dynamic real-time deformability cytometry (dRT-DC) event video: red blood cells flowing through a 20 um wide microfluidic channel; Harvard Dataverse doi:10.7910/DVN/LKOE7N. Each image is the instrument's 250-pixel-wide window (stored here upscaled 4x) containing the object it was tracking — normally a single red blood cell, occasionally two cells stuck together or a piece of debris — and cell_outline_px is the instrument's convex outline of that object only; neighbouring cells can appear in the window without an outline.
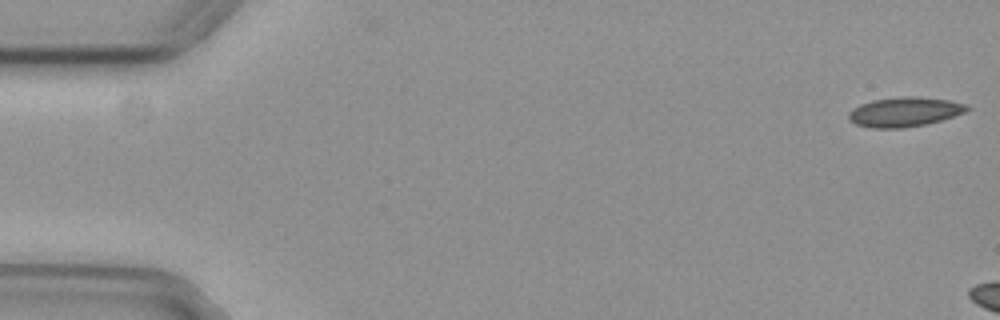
{"species": "common noctule bat (a hibernating species)", "species_latin": "Nyctalus noctula", "temperature_condition": "cold", "stored_images_in_passage": 6, "camera_frame_rate_fps": 3000, "um_per_image_px": 0.085, "animal": {"sex": "female", "body_mass_g": 29.2, "forearm_length_mm": 56.3}, "frame": {"image": 1, "passage_image": 1, "time_ms": 0.0, "image_size_px": [1000, 320], "cell_outline_px": [[972, 108], [964, 112], [940, 120], [924, 124], [904, 128], [872, 128], [856, 124], [848, 120], [848, 112], [860, 104], [872, 100], [904, 96], [916, 96], [948, 100], [968, 104]], "centroid_in_image_um": [76.87, 9.5], "position_along_channel_um": 8.1, "area_um2": 20.35}}